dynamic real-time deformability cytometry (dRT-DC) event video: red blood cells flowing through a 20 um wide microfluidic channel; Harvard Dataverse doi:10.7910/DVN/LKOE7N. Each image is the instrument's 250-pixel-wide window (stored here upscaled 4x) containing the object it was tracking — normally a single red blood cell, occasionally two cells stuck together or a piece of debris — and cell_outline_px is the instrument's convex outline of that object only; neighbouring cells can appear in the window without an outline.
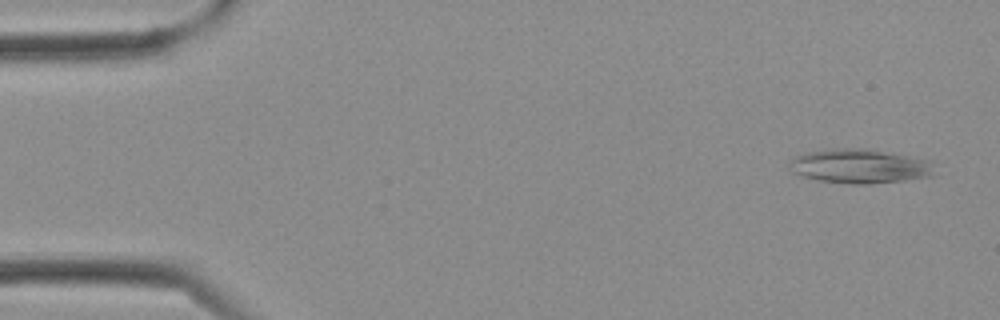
{"species": "Egyptian fruit bat (a non-hibernating species)", "species_latin": "Rousettus aegyptiacus", "temperature_condition": "cold", "stored_images_in_passage": 3, "camera_frame_rate_fps": 3000, "um_per_image_px": 0.085, "frame": {"image": 1, "passage_image": 1, "time_ms": 0.0, "image_size_px": [1000, 320], "cell_outline_px": [[936, 176], [872, 184], [848, 184], [816, 180], [792, 172], [788, 168], [788, 160], [804, 152], [832, 148], [868, 148], [928, 160], [932, 164]], "centroid_in_image_um": [73.04, 14.12], "position_along_channel_um": 12.0, "area_um2": 29.42}}
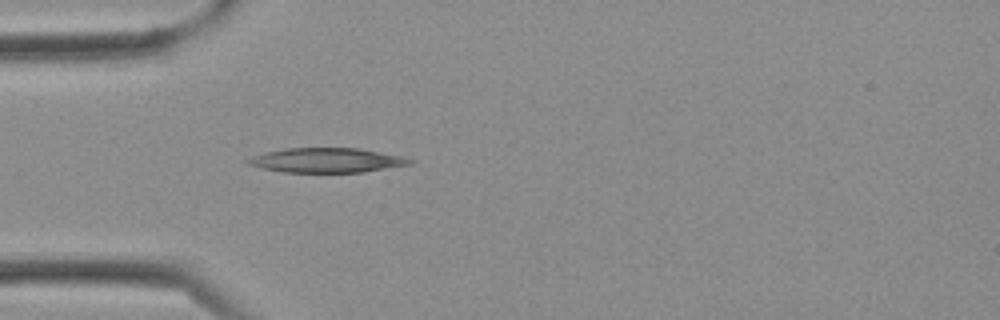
{"frame": {"image": 2, "passage_image": 3, "time_ms": 0.667, "image_size_px": [1000, 320], "cell_outline_px": [[416, 160], [412, 164], [364, 172], [284, 172], [260, 168], [248, 164], [244, 160], [252, 156], [284, 148], [360, 148], [404, 156]], "centroid_in_image_um": [27.81, 13.62], "position_along_channel_um": 57.2, "area_um2": 23.35}}